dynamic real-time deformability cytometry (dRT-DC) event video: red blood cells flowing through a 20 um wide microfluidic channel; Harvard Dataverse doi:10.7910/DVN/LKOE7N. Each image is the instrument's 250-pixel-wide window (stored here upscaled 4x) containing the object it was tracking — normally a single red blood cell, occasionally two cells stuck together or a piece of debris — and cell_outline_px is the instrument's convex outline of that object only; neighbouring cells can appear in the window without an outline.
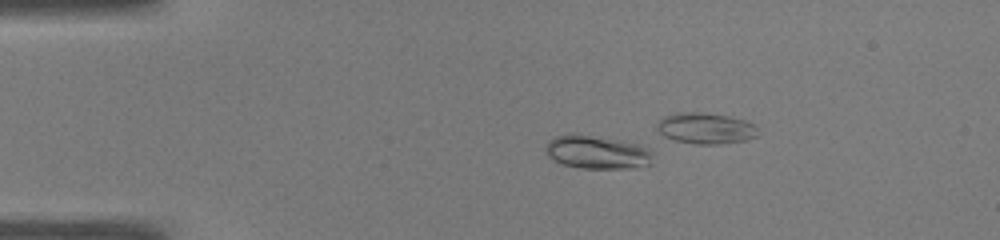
{"species": "common noctule bat (a hibernating species)", "species_latin": "Nyctalus noctula", "temperature_condition": "warm", "stored_images_in_passage": 8, "camera_frame_rate_fps": 3000, "um_per_image_px": 0.085, "animal": {"sex": "male", "body_mass_g": 19.0, "forearm_length_mm": 50.8}, "frame": {"image": 1, "passage_image": 2, "time_ms": 0.333, "image_size_px": [1000, 240], "cell_outline_px": [[652, 164], [636, 168], [580, 168], [560, 164], [548, 156], [548, 140], [556, 136], [588, 136], [620, 140], [636, 144], [648, 148], [652, 152]], "centroid_in_image_um": [50.81, 12.98], "position_along_channel_um": 34.2, "area_um2": 20.29}}